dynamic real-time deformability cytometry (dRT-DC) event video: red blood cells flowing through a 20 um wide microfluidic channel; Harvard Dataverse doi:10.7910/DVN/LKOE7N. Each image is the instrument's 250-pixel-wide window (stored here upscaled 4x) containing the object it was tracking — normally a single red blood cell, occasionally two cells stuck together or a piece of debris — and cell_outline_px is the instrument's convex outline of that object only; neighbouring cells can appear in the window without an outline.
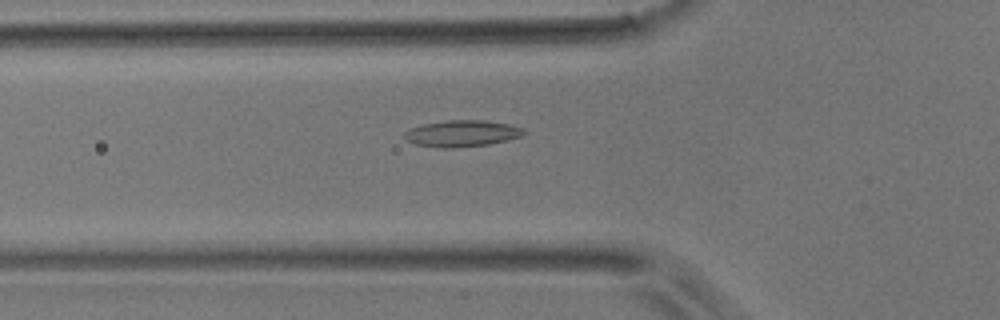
{"species": "common noctule bat (a hibernating species)", "species_latin": "Nyctalus noctula", "temperature_condition": "room temperature", "stored_images_in_passage": 30, "camera_frame_rate_fps": 3000, "um_per_image_px": 0.085, "animal": {"sex": "male", "body_mass_g": 17.9}, "frame": {"image": 1, "passage_image": 7, "time_ms": 2.0, "image_size_px": [1000, 320], "cell_outline_px": [[528, 132], [524, 136], [508, 140], [488, 144], [456, 148], [440, 148], [416, 144], [408, 140], [404, 136], [404, 132], [412, 128], [424, 124], [448, 120], [484, 120], [508, 124], [524, 128]], "centroid_in_image_um": [39.34, 11.35], "position_along_channel_um": 86.5, "area_um2": 18.44}}
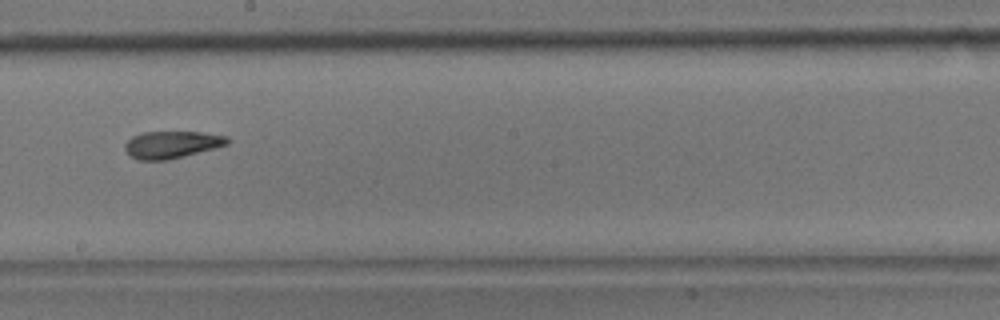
{"frame": {"image": 2, "passage_image": 18, "time_ms": 5.667, "image_size_px": [1000, 320], "cell_outline_px": [[228, 144], [184, 156], [168, 160], [136, 160], [124, 148], [124, 144], [132, 136], [144, 132], [200, 132], [228, 136]], "centroid_in_image_um": [14.57, 12.29], "position_along_channel_um": 233.6, "area_um2": 16.07}}
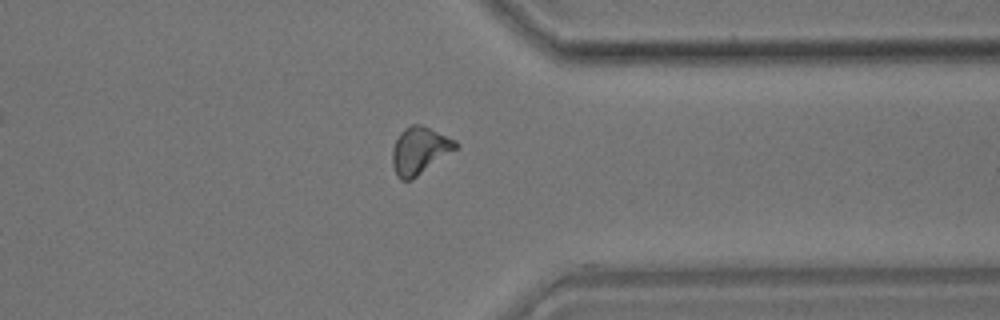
{"frame": {"image": 3, "passage_image": 29, "time_ms": 9.333, "image_size_px": [1000, 320], "cell_outline_px": [[460, 144], [456, 148], [412, 180], [400, 180], [396, 176], [392, 164], [392, 148], [400, 132], [404, 128], [412, 124], [420, 124], [456, 140]], "centroid_in_image_um": [35.63, 12.8], "position_along_channel_um": 375.8, "area_um2": 17.28}}